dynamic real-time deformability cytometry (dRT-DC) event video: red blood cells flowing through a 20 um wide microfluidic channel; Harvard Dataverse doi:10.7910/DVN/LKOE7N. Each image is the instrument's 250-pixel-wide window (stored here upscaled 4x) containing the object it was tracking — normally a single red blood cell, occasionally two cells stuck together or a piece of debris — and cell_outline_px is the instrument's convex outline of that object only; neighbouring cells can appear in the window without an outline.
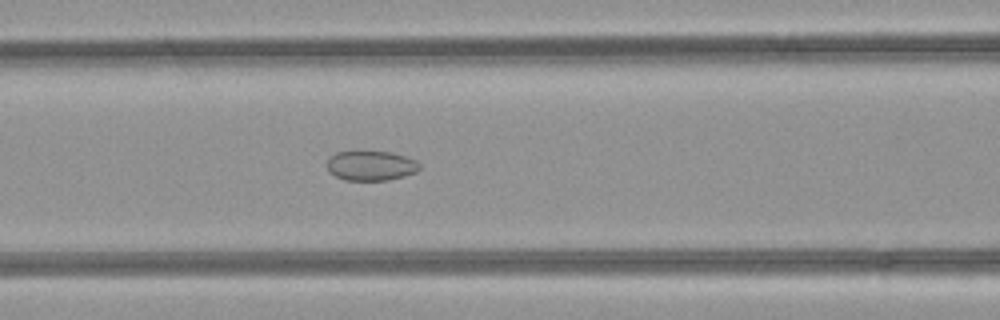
{"species": "common noctule bat (a hibernating species)", "species_latin": "Nyctalus noctula", "temperature_condition": "room temperature", "stored_images_in_passage": 48, "camera_frame_rate_fps": 3000, "um_per_image_px": 0.085, "animal": {"sex": "female", "body_mass_g": 21.9}, "frame": {"image": 1, "passage_image": 20, "time_ms": 6.333, "image_size_px": [1000, 320], "cell_outline_px": [[420, 168], [416, 172], [404, 176], [388, 180], [344, 180], [328, 172], [328, 160], [336, 152], [392, 152], [416, 160], [420, 164]], "centroid_in_image_um": [31.55, 14.09], "position_along_channel_um": 135.1, "area_um2": 15.9}}
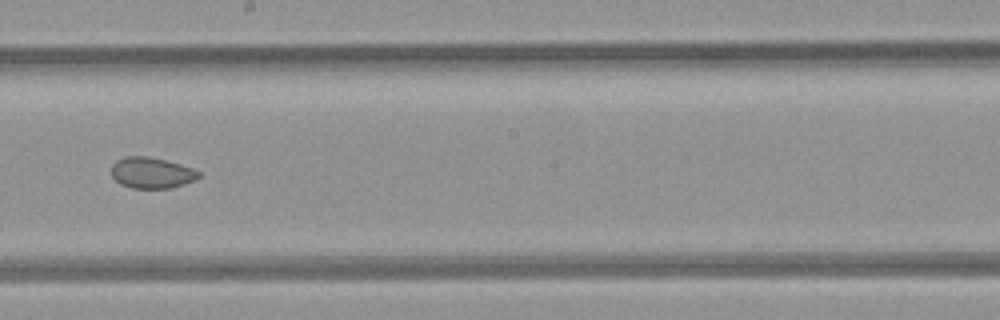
{"frame": {"image": 2, "passage_image": 27, "time_ms": 8.667, "image_size_px": [1000, 320], "cell_outline_px": [[200, 176], [196, 180], [172, 188], [132, 188], [120, 184], [112, 176], [112, 164], [116, 160], [124, 156], [148, 156], [180, 164], [192, 168], [200, 172]], "centroid_in_image_um": [12.89, 14.69], "position_along_channel_um": 235.3, "area_um2": 15.84}}
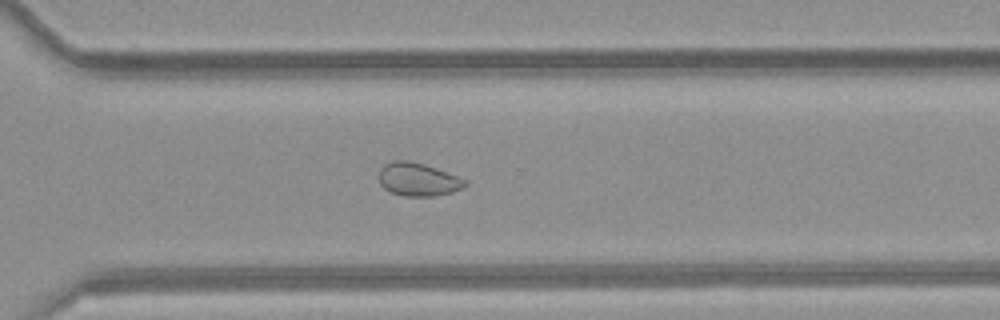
{"frame": {"image": 3, "passage_image": 34, "time_ms": 11.0, "image_size_px": [1000, 320], "cell_outline_px": [[468, 184], [464, 188], [452, 192], [436, 196], [404, 196], [392, 192], [384, 188], [380, 184], [380, 168], [384, 164], [392, 160], [408, 160], [424, 164], [436, 168], [468, 180]], "centroid_in_image_um": [35.56, 15.25], "position_along_channel_um": 335.0, "area_um2": 16.76}, "authors_computed_cell_mechanics": {"area_um2": 19.4497, "velocity_mm_per_s": 4.292, "shape_relaxation_time_tau1_ms": null, "shape_relaxation_time_tau2_ms": 3.6005, "deformation_change_tau1": null, "deformation_change_tau2": 0.066}}